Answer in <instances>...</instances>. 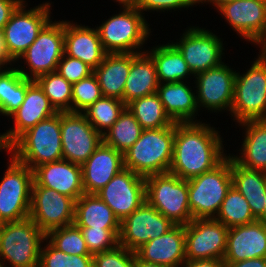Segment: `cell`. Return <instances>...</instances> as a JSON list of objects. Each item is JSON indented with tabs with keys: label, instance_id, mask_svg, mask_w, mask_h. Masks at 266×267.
I'll use <instances>...</instances> for the list:
<instances>
[{
	"label": "cell",
	"instance_id": "db71d44e",
	"mask_svg": "<svg viewBox=\"0 0 266 267\" xmlns=\"http://www.w3.org/2000/svg\"><path fill=\"white\" fill-rule=\"evenodd\" d=\"M114 2H118V5L120 6H135L137 3V0H113Z\"/></svg>",
	"mask_w": 266,
	"mask_h": 267
},
{
	"label": "cell",
	"instance_id": "836d02e7",
	"mask_svg": "<svg viewBox=\"0 0 266 267\" xmlns=\"http://www.w3.org/2000/svg\"><path fill=\"white\" fill-rule=\"evenodd\" d=\"M143 129H158L174 125L165 112L157 93L133 100L126 106Z\"/></svg>",
	"mask_w": 266,
	"mask_h": 267
},
{
	"label": "cell",
	"instance_id": "b9f144b4",
	"mask_svg": "<svg viewBox=\"0 0 266 267\" xmlns=\"http://www.w3.org/2000/svg\"><path fill=\"white\" fill-rule=\"evenodd\" d=\"M79 228L91 255L111 250L119 244L120 229Z\"/></svg>",
	"mask_w": 266,
	"mask_h": 267
},
{
	"label": "cell",
	"instance_id": "6da1fadb",
	"mask_svg": "<svg viewBox=\"0 0 266 267\" xmlns=\"http://www.w3.org/2000/svg\"><path fill=\"white\" fill-rule=\"evenodd\" d=\"M216 129L205 122L175 123L169 172L188 180L218 166L229 153H226L225 141Z\"/></svg>",
	"mask_w": 266,
	"mask_h": 267
},
{
	"label": "cell",
	"instance_id": "74e56055",
	"mask_svg": "<svg viewBox=\"0 0 266 267\" xmlns=\"http://www.w3.org/2000/svg\"><path fill=\"white\" fill-rule=\"evenodd\" d=\"M125 108L124 101L102 96L82 113L94 129L103 135L118 120Z\"/></svg>",
	"mask_w": 266,
	"mask_h": 267
},
{
	"label": "cell",
	"instance_id": "e575fe53",
	"mask_svg": "<svg viewBox=\"0 0 266 267\" xmlns=\"http://www.w3.org/2000/svg\"><path fill=\"white\" fill-rule=\"evenodd\" d=\"M144 129L126 107L118 120L102 135L103 142L124 154L141 136Z\"/></svg>",
	"mask_w": 266,
	"mask_h": 267
},
{
	"label": "cell",
	"instance_id": "1f68e13d",
	"mask_svg": "<svg viewBox=\"0 0 266 267\" xmlns=\"http://www.w3.org/2000/svg\"><path fill=\"white\" fill-rule=\"evenodd\" d=\"M156 45L152 49L149 47L146 52L154 60L159 83L189 81L188 78H194L182 54L172 43L168 41Z\"/></svg>",
	"mask_w": 266,
	"mask_h": 267
},
{
	"label": "cell",
	"instance_id": "681fc988",
	"mask_svg": "<svg viewBox=\"0 0 266 267\" xmlns=\"http://www.w3.org/2000/svg\"><path fill=\"white\" fill-rule=\"evenodd\" d=\"M251 43L260 48L255 59L266 68V33L256 37Z\"/></svg>",
	"mask_w": 266,
	"mask_h": 267
},
{
	"label": "cell",
	"instance_id": "8d00e7d4",
	"mask_svg": "<svg viewBox=\"0 0 266 267\" xmlns=\"http://www.w3.org/2000/svg\"><path fill=\"white\" fill-rule=\"evenodd\" d=\"M34 81L57 112H72V84L57 71L38 76Z\"/></svg>",
	"mask_w": 266,
	"mask_h": 267
},
{
	"label": "cell",
	"instance_id": "5bb4252c",
	"mask_svg": "<svg viewBox=\"0 0 266 267\" xmlns=\"http://www.w3.org/2000/svg\"><path fill=\"white\" fill-rule=\"evenodd\" d=\"M60 129L63 159L82 165L103 142L80 112H60Z\"/></svg>",
	"mask_w": 266,
	"mask_h": 267
},
{
	"label": "cell",
	"instance_id": "44dd1931",
	"mask_svg": "<svg viewBox=\"0 0 266 267\" xmlns=\"http://www.w3.org/2000/svg\"><path fill=\"white\" fill-rule=\"evenodd\" d=\"M33 181L39 186L56 190L74 201L85 193L81 165L64 159L35 167Z\"/></svg>",
	"mask_w": 266,
	"mask_h": 267
},
{
	"label": "cell",
	"instance_id": "4fadbf2b",
	"mask_svg": "<svg viewBox=\"0 0 266 267\" xmlns=\"http://www.w3.org/2000/svg\"><path fill=\"white\" fill-rule=\"evenodd\" d=\"M228 63L208 69L194 76L196 102L200 110L230 114L234 98L236 72ZM202 107V109H201Z\"/></svg>",
	"mask_w": 266,
	"mask_h": 267
},
{
	"label": "cell",
	"instance_id": "7a4b0ae2",
	"mask_svg": "<svg viewBox=\"0 0 266 267\" xmlns=\"http://www.w3.org/2000/svg\"><path fill=\"white\" fill-rule=\"evenodd\" d=\"M120 11L102 21L97 31L106 53H142L152 35L150 24L135 6H119ZM123 10V11H122ZM143 48V49H142Z\"/></svg>",
	"mask_w": 266,
	"mask_h": 267
},
{
	"label": "cell",
	"instance_id": "f35d334b",
	"mask_svg": "<svg viewBox=\"0 0 266 267\" xmlns=\"http://www.w3.org/2000/svg\"><path fill=\"white\" fill-rule=\"evenodd\" d=\"M46 239L55 248L69 255H91L80 228L75 224L49 231Z\"/></svg>",
	"mask_w": 266,
	"mask_h": 267
},
{
	"label": "cell",
	"instance_id": "f5cc1de1",
	"mask_svg": "<svg viewBox=\"0 0 266 267\" xmlns=\"http://www.w3.org/2000/svg\"><path fill=\"white\" fill-rule=\"evenodd\" d=\"M135 267H165L162 265L154 264V263H149L141 260L137 255H136V265Z\"/></svg>",
	"mask_w": 266,
	"mask_h": 267
},
{
	"label": "cell",
	"instance_id": "d4e9b609",
	"mask_svg": "<svg viewBox=\"0 0 266 267\" xmlns=\"http://www.w3.org/2000/svg\"><path fill=\"white\" fill-rule=\"evenodd\" d=\"M135 252L145 262L181 267L186 261L185 225L175 224L164 235L144 243Z\"/></svg>",
	"mask_w": 266,
	"mask_h": 267
},
{
	"label": "cell",
	"instance_id": "e0dca14e",
	"mask_svg": "<svg viewBox=\"0 0 266 267\" xmlns=\"http://www.w3.org/2000/svg\"><path fill=\"white\" fill-rule=\"evenodd\" d=\"M174 225L145 201L120 222L119 245L135 252L144 243L164 235Z\"/></svg>",
	"mask_w": 266,
	"mask_h": 267
},
{
	"label": "cell",
	"instance_id": "f546056e",
	"mask_svg": "<svg viewBox=\"0 0 266 267\" xmlns=\"http://www.w3.org/2000/svg\"><path fill=\"white\" fill-rule=\"evenodd\" d=\"M233 186L244 196L252 214L258 219L265 208L266 172L247 169L231 157Z\"/></svg>",
	"mask_w": 266,
	"mask_h": 267
},
{
	"label": "cell",
	"instance_id": "277c9868",
	"mask_svg": "<svg viewBox=\"0 0 266 267\" xmlns=\"http://www.w3.org/2000/svg\"><path fill=\"white\" fill-rule=\"evenodd\" d=\"M6 153L31 170L44 163L62 160L60 112L24 132Z\"/></svg>",
	"mask_w": 266,
	"mask_h": 267
},
{
	"label": "cell",
	"instance_id": "c3c4849f",
	"mask_svg": "<svg viewBox=\"0 0 266 267\" xmlns=\"http://www.w3.org/2000/svg\"><path fill=\"white\" fill-rule=\"evenodd\" d=\"M0 64L3 67H13L16 65L15 61L8 54L3 30H0Z\"/></svg>",
	"mask_w": 266,
	"mask_h": 267
},
{
	"label": "cell",
	"instance_id": "7bdbcfd3",
	"mask_svg": "<svg viewBox=\"0 0 266 267\" xmlns=\"http://www.w3.org/2000/svg\"><path fill=\"white\" fill-rule=\"evenodd\" d=\"M136 252L117 245L115 248L93 255V267H135Z\"/></svg>",
	"mask_w": 266,
	"mask_h": 267
},
{
	"label": "cell",
	"instance_id": "ffe728a7",
	"mask_svg": "<svg viewBox=\"0 0 266 267\" xmlns=\"http://www.w3.org/2000/svg\"><path fill=\"white\" fill-rule=\"evenodd\" d=\"M230 28L246 42L266 33L265 0H234L217 10Z\"/></svg>",
	"mask_w": 266,
	"mask_h": 267
},
{
	"label": "cell",
	"instance_id": "ab89813d",
	"mask_svg": "<svg viewBox=\"0 0 266 267\" xmlns=\"http://www.w3.org/2000/svg\"><path fill=\"white\" fill-rule=\"evenodd\" d=\"M39 267H93V255H69L45 238L40 250Z\"/></svg>",
	"mask_w": 266,
	"mask_h": 267
},
{
	"label": "cell",
	"instance_id": "cb8c5ba5",
	"mask_svg": "<svg viewBox=\"0 0 266 267\" xmlns=\"http://www.w3.org/2000/svg\"><path fill=\"white\" fill-rule=\"evenodd\" d=\"M64 20V53L96 69L107 54L98 31L85 24Z\"/></svg>",
	"mask_w": 266,
	"mask_h": 267
},
{
	"label": "cell",
	"instance_id": "4dcf8cb0",
	"mask_svg": "<svg viewBox=\"0 0 266 267\" xmlns=\"http://www.w3.org/2000/svg\"><path fill=\"white\" fill-rule=\"evenodd\" d=\"M74 224L77 227L120 229V220L97 194L84 193L75 201Z\"/></svg>",
	"mask_w": 266,
	"mask_h": 267
},
{
	"label": "cell",
	"instance_id": "7c38bea8",
	"mask_svg": "<svg viewBox=\"0 0 266 267\" xmlns=\"http://www.w3.org/2000/svg\"><path fill=\"white\" fill-rule=\"evenodd\" d=\"M183 32L176 42L169 41L180 51L194 76L224 62L225 44L220 35L196 25Z\"/></svg>",
	"mask_w": 266,
	"mask_h": 267
},
{
	"label": "cell",
	"instance_id": "ba28073f",
	"mask_svg": "<svg viewBox=\"0 0 266 267\" xmlns=\"http://www.w3.org/2000/svg\"><path fill=\"white\" fill-rule=\"evenodd\" d=\"M63 55L64 20L52 21L51 19L15 63L18 65V71L25 78L35 80L38 76L56 71ZM22 62L24 67L21 65Z\"/></svg>",
	"mask_w": 266,
	"mask_h": 267
},
{
	"label": "cell",
	"instance_id": "60d3db41",
	"mask_svg": "<svg viewBox=\"0 0 266 267\" xmlns=\"http://www.w3.org/2000/svg\"><path fill=\"white\" fill-rule=\"evenodd\" d=\"M102 96L97 77L92 73L72 84V112L82 113Z\"/></svg>",
	"mask_w": 266,
	"mask_h": 267
},
{
	"label": "cell",
	"instance_id": "9c48e42d",
	"mask_svg": "<svg viewBox=\"0 0 266 267\" xmlns=\"http://www.w3.org/2000/svg\"><path fill=\"white\" fill-rule=\"evenodd\" d=\"M246 72H236L234 98L230 111L235 124L266 120V68L255 58Z\"/></svg>",
	"mask_w": 266,
	"mask_h": 267
},
{
	"label": "cell",
	"instance_id": "30bf717a",
	"mask_svg": "<svg viewBox=\"0 0 266 267\" xmlns=\"http://www.w3.org/2000/svg\"><path fill=\"white\" fill-rule=\"evenodd\" d=\"M9 156L0 180V223L20 221L30 214L33 170Z\"/></svg>",
	"mask_w": 266,
	"mask_h": 267
},
{
	"label": "cell",
	"instance_id": "d6a6232c",
	"mask_svg": "<svg viewBox=\"0 0 266 267\" xmlns=\"http://www.w3.org/2000/svg\"><path fill=\"white\" fill-rule=\"evenodd\" d=\"M16 66L0 70V115L7 118L20 107L27 88L34 82L25 78Z\"/></svg>",
	"mask_w": 266,
	"mask_h": 267
},
{
	"label": "cell",
	"instance_id": "8992f818",
	"mask_svg": "<svg viewBox=\"0 0 266 267\" xmlns=\"http://www.w3.org/2000/svg\"><path fill=\"white\" fill-rule=\"evenodd\" d=\"M187 181L192 218H215L225 196L233 186L230 154L212 170Z\"/></svg>",
	"mask_w": 266,
	"mask_h": 267
},
{
	"label": "cell",
	"instance_id": "d6986e66",
	"mask_svg": "<svg viewBox=\"0 0 266 267\" xmlns=\"http://www.w3.org/2000/svg\"><path fill=\"white\" fill-rule=\"evenodd\" d=\"M58 113L51 105L48 97L34 81L26 91L25 99L20 107L8 118L13 119L6 132L0 133V152L6 151L24 132L38 122Z\"/></svg>",
	"mask_w": 266,
	"mask_h": 267
},
{
	"label": "cell",
	"instance_id": "4316f807",
	"mask_svg": "<svg viewBox=\"0 0 266 267\" xmlns=\"http://www.w3.org/2000/svg\"><path fill=\"white\" fill-rule=\"evenodd\" d=\"M239 126L244 131L240 153L230 156L247 169L266 172V120H250Z\"/></svg>",
	"mask_w": 266,
	"mask_h": 267
},
{
	"label": "cell",
	"instance_id": "9a60e30c",
	"mask_svg": "<svg viewBox=\"0 0 266 267\" xmlns=\"http://www.w3.org/2000/svg\"><path fill=\"white\" fill-rule=\"evenodd\" d=\"M74 211L72 198L33 181L29 217L45 234L74 224Z\"/></svg>",
	"mask_w": 266,
	"mask_h": 267
},
{
	"label": "cell",
	"instance_id": "11a10c76",
	"mask_svg": "<svg viewBox=\"0 0 266 267\" xmlns=\"http://www.w3.org/2000/svg\"><path fill=\"white\" fill-rule=\"evenodd\" d=\"M264 204H265L264 213L257 220L263 222L266 225V195Z\"/></svg>",
	"mask_w": 266,
	"mask_h": 267
},
{
	"label": "cell",
	"instance_id": "8fae6325",
	"mask_svg": "<svg viewBox=\"0 0 266 267\" xmlns=\"http://www.w3.org/2000/svg\"><path fill=\"white\" fill-rule=\"evenodd\" d=\"M44 2L30 8L27 1L23 0L3 28L8 54L15 62L37 39L39 32L51 20L53 7L51 5L53 4L49 1Z\"/></svg>",
	"mask_w": 266,
	"mask_h": 267
},
{
	"label": "cell",
	"instance_id": "f6af8a7d",
	"mask_svg": "<svg viewBox=\"0 0 266 267\" xmlns=\"http://www.w3.org/2000/svg\"><path fill=\"white\" fill-rule=\"evenodd\" d=\"M195 7V0H137L135 7L144 15L145 12H171ZM190 7V8H189ZM171 10V11H170ZM145 11V12H144Z\"/></svg>",
	"mask_w": 266,
	"mask_h": 267
},
{
	"label": "cell",
	"instance_id": "83f0119b",
	"mask_svg": "<svg viewBox=\"0 0 266 267\" xmlns=\"http://www.w3.org/2000/svg\"><path fill=\"white\" fill-rule=\"evenodd\" d=\"M158 85L156 65L152 57L146 51L131 53L130 72L124 88L125 105L156 93Z\"/></svg>",
	"mask_w": 266,
	"mask_h": 267
},
{
	"label": "cell",
	"instance_id": "52a82bcc",
	"mask_svg": "<svg viewBox=\"0 0 266 267\" xmlns=\"http://www.w3.org/2000/svg\"><path fill=\"white\" fill-rule=\"evenodd\" d=\"M146 202L174 224L193 220L188 199V181L170 172L145 177Z\"/></svg>",
	"mask_w": 266,
	"mask_h": 267
},
{
	"label": "cell",
	"instance_id": "bcb514c9",
	"mask_svg": "<svg viewBox=\"0 0 266 267\" xmlns=\"http://www.w3.org/2000/svg\"><path fill=\"white\" fill-rule=\"evenodd\" d=\"M23 0H0V30L10 19L11 14Z\"/></svg>",
	"mask_w": 266,
	"mask_h": 267
},
{
	"label": "cell",
	"instance_id": "f1b7e54d",
	"mask_svg": "<svg viewBox=\"0 0 266 267\" xmlns=\"http://www.w3.org/2000/svg\"><path fill=\"white\" fill-rule=\"evenodd\" d=\"M131 67V53H107L93 70L104 97L124 101V88Z\"/></svg>",
	"mask_w": 266,
	"mask_h": 267
},
{
	"label": "cell",
	"instance_id": "ee69618b",
	"mask_svg": "<svg viewBox=\"0 0 266 267\" xmlns=\"http://www.w3.org/2000/svg\"><path fill=\"white\" fill-rule=\"evenodd\" d=\"M56 71L71 84L77 83L93 73V69L86 63L67 56L65 53L60 59Z\"/></svg>",
	"mask_w": 266,
	"mask_h": 267
},
{
	"label": "cell",
	"instance_id": "484cf974",
	"mask_svg": "<svg viewBox=\"0 0 266 267\" xmlns=\"http://www.w3.org/2000/svg\"><path fill=\"white\" fill-rule=\"evenodd\" d=\"M189 83L187 81L159 83L156 91L165 112L176 123L203 122L196 119V116H199L196 90L195 86H190Z\"/></svg>",
	"mask_w": 266,
	"mask_h": 267
},
{
	"label": "cell",
	"instance_id": "2e32d148",
	"mask_svg": "<svg viewBox=\"0 0 266 267\" xmlns=\"http://www.w3.org/2000/svg\"><path fill=\"white\" fill-rule=\"evenodd\" d=\"M228 227L214 218L193 219L185 225L186 261L224 259Z\"/></svg>",
	"mask_w": 266,
	"mask_h": 267
},
{
	"label": "cell",
	"instance_id": "603a6c76",
	"mask_svg": "<svg viewBox=\"0 0 266 267\" xmlns=\"http://www.w3.org/2000/svg\"><path fill=\"white\" fill-rule=\"evenodd\" d=\"M81 167L84 192L96 194L124 169L123 154L102 142Z\"/></svg>",
	"mask_w": 266,
	"mask_h": 267
},
{
	"label": "cell",
	"instance_id": "816d5d0a",
	"mask_svg": "<svg viewBox=\"0 0 266 267\" xmlns=\"http://www.w3.org/2000/svg\"><path fill=\"white\" fill-rule=\"evenodd\" d=\"M231 1H234V0H195V6H197V5L200 6V3H201V5L206 3V5L210 4V5L214 6L215 7L214 9L217 10L223 4L231 2Z\"/></svg>",
	"mask_w": 266,
	"mask_h": 267
},
{
	"label": "cell",
	"instance_id": "3957f363",
	"mask_svg": "<svg viewBox=\"0 0 266 267\" xmlns=\"http://www.w3.org/2000/svg\"><path fill=\"white\" fill-rule=\"evenodd\" d=\"M175 124L144 129L139 139L123 154L124 168L143 177L169 172L174 148Z\"/></svg>",
	"mask_w": 266,
	"mask_h": 267
},
{
	"label": "cell",
	"instance_id": "ac0fdd59",
	"mask_svg": "<svg viewBox=\"0 0 266 267\" xmlns=\"http://www.w3.org/2000/svg\"><path fill=\"white\" fill-rule=\"evenodd\" d=\"M96 194L121 222L146 201L145 177L124 168Z\"/></svg>",
	"mask_w": 266,
	"mask_h": 267
},
{
	"label": "cell",
	"instance_id": "7402d4cb",
	"mask_svg": "<svg viewBox=\"0 0 266 267\" xmlns=\"http://www.w3.org/2000/svg\"><path fill=\"white\" fill-rule=\"evenodd\" d=\"M266 258V225L256 220L228 229L224 263Z\"/></svg>",
	"mask_w": 266,
	"mask_h": 267
},
{
	"label": "cell",
	"instance_id": "7dc6e473",
	"mask_svg": "<svg viewBox=\"0 0 266 267\" xmlns=\"http://www.w3.org/2000/svg\"><path fill=\"white\" fill-rule=\"evenodd\" d=\"M181 267H224V261L219 259H202L185 261Z\"/></svg>",
	"mask_w": 266,
	"mask_h": 267
},
{
	"label": "cell",
	"instance_id": "d590c367",
	"mask_svg": "<svg viewBox=\"0 0 266 267\" xmlns=\"http://www.w3.org/2000/svg\"><path fill=\"white\" fill-rule=\"evenodd\" d=\"M214 219L222 222L228 228L249 224L257 220L244 196L234 186L228 191Z\"/></svg>",
	"mask_w": 266,
	"mask_h": 267
},
{
	"label": "cell",
	"instance_id": "f907efd6",
	"mask_svg": "<svg viewBox=\"0 0 266 267\" xmlns=\"http://www.w3.org/2000/svg\"><path fill=\"white\" fill-rule=\"evenodd\" d=\"M224 267H266V258L247 259L235 263H224Z\"/></svg>",
	"mask_w": 266,
	"mask_h": 267
},
{
	"label": "cell",
	"instance_id": "5b68a950",
	"mask_svg": "<svg viewBox=\"0 0 266 267\" xmlns=\"http://www.w3.org/2000/svg\"><path fill=\"white\" fill-rule=\"evenodd\" d=\"M46 234L27 217L0 223V262L3 267H39ZM7 265V266H6Z\"/></svg>",
	"mask_w": 266,
	"mask_h": 267
}]
</instances>
